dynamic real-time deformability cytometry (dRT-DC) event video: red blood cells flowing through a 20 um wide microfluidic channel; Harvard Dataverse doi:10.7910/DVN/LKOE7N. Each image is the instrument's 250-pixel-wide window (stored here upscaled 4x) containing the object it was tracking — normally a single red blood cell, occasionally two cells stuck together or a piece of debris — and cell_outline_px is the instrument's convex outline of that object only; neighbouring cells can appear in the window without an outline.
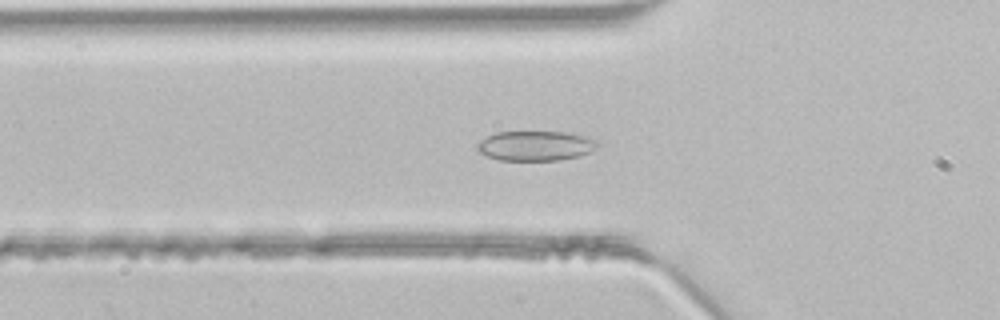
{"species": "common noctule bat (a hibernating species)", "species_latin": "Nyctalus noctula", "temperature_condition": "room temperature", "stored_images_in_passage": 46, "camera_frame_rate_fps": 3000, "um_per_image_px": 0.085, "animal": {"sex": "male", "body_mass_g": 21.5, "forearm_length_mm": 52.0}, "frame": {"image": 1, "passage_image": 15, "time_ms": 4.667, "image_size_px": [1000, 320], "cell_outline_px": [[600, 144], [596, 148], [580, 156], [560, 160], [500, 160], [488, 156], [480, 152], [476, 148], [476, 144], [480, 140], [496, 132], [564, 132], [588, 136], [600, 140]], "centroid_in_image_um": [45.57, 12.39], "position_along_channel_um": 80.2, "area_um2": 21.04}}
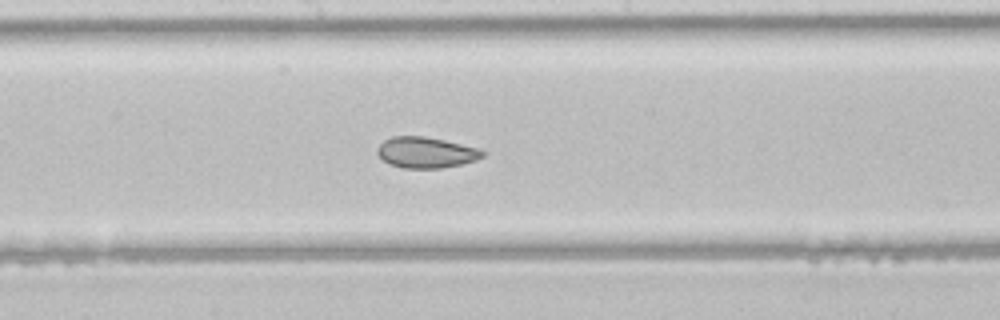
{"frame": {"image": 2, "passage_image": 24, "time_ms": 7.667, "image_size_px": [1000, 320], "cell_outline_px": [[488, 152], [484, 156], [476, 160], [460, 164], [440, 168], [404, 168], [392, 164], [384, 160], [376, 152], [376, 148], [384, 140], [392, 136], [424, 136], [444, 140], [476, 148]], "centroid_in_image_um": [36.21, 12.95], "position_along_channel_um": 212.0, "area_um2": 18.79}}
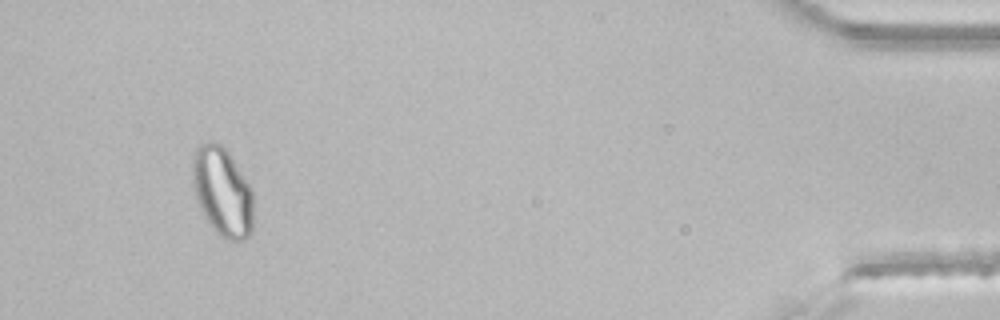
{"frame": {"image": 3, "passage_image": 43, "time_ms": 14.0, "image_size_px": [1000, 320], "cell_outline_px": [[252, 232], [244, 240], [224, 240], [208, 224], [196, 200], [192, 184], [192, 160], [196, 148], [200, 144], [220, 144], [228, 152], [248, 184], [252, 192]], "centroid_in_image_um": [18.87, 16.36], "position_along_channel_um": 416.3, "area_um2": 31.33}}